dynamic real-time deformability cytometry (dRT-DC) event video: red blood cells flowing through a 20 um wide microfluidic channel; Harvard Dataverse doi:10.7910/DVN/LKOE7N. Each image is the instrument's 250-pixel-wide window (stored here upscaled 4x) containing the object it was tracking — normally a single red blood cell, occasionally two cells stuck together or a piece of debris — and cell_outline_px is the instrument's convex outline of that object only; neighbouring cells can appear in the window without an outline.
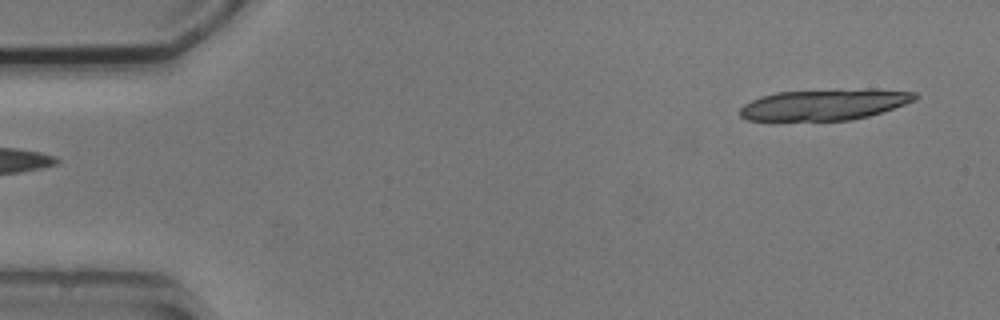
{"species": "common noctule bat (a hibernating species)", "species_latin": "Nyctalus noctula", "temperature_condition": "cold", "stored_images_in_passage": 8, "camera_frame_rate_fps": 3000, "um_per_image_px": 0.085, "animal": {"sex": "male", "body_mass_g": 20.5, "forearm_length_mm": 52.5}, "frame": {"image": 1, "passage_image": 1, "time_ms": 0.0, "image_size_px": [1000, 320], "cell_outline_px": [[920, 96], [916, 100], [868, 116], [848, 120], [748, 120], [740, 116], [740, 108], [744, 104], [760, 96], [776, 92], [868, 88], [876, 88], [916, 92]], "centroid_in_image_um": [70.11, 8.86], "position_along_channel_um": 14.9, "area_um2": 31.73}}
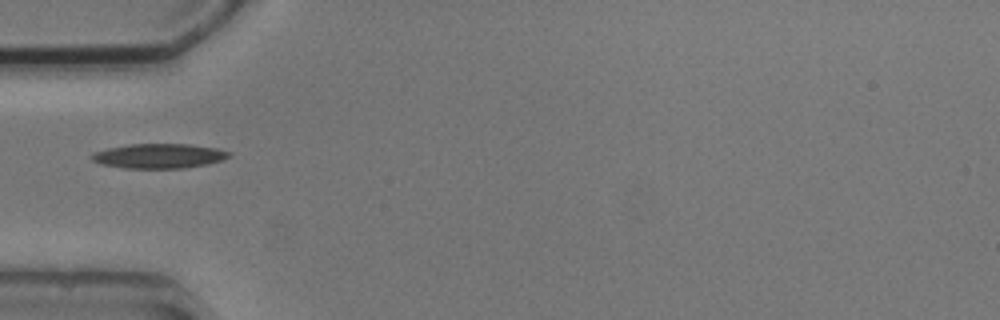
{"frame": {"image": 2, "passage_image": 5, "time_ms": 4.667, "image_size_px": [1000, 320], "cell_outline_px": [[232, 156], [224, 160], [208, 164], [184, 168], [124, 168], [100, 164], [92, 160], [88, 156], [92, 152], [108, 148], [128, 144], [188, 144], [216, 148], [232, 152]], "centroid_in_image_um": [13.51, 13.26], "position_along_channel_um": 71.5, "area_um2": 20.0}}